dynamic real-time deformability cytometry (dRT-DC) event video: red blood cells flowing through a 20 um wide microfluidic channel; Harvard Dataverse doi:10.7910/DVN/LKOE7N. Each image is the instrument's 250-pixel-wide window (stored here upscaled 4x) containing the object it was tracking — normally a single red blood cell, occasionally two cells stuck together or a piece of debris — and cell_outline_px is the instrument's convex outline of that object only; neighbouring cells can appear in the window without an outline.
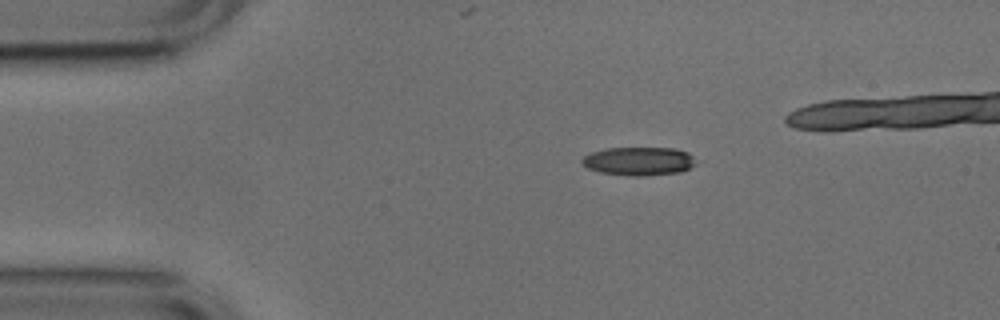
{"species": "common noctule bat (a hibernating species)", "species_latin": "Nyctalus noctula", "temperature_condition": "cold", "stored_images_in_passage": 37, "camera_frame_rate_fps": 3000, "um_per_image_px": 0.085, "animal": {"sex": "male", "body_mass_g": 17.9, "forearm_length_mm": 54.2}, "frame": {"image": 1, "passage_image": 1, "time_ms": 0.0, "image_size_px": [1000, 320], "cell_outline_px": [[696, 164], [680, 172], [644, 176], [628, 176], [600, 172], [588, 168], [580, 160], [584, 156], [592, 152], [608, 148], [676, 148], [688, 152], [692, 156]], "centroid_in_image_um": [54.3, 13.7], "position_along_channel_um": 30.7, "area_um2": 18.84}}
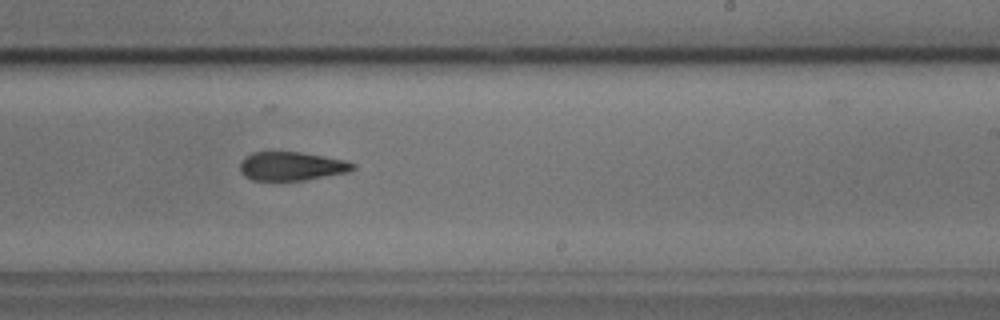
{"frame": {"image": 2, "passage_image": 23, "time_ms": 7.333, "image_size_px": [1000, 320], "cell_outline_px": [[356, 168], [348, 172], [304, 180], [252, 180], [244, 176], [240, 172], [240, 160], [244, 156], [252, 152], [300, 152], [324, 156], [344, 160], [356, 164]], "centroid_in_image_um": [24.75, 14.12], "position_along_channel_um": 264.2, "area_um2": 18.96}}
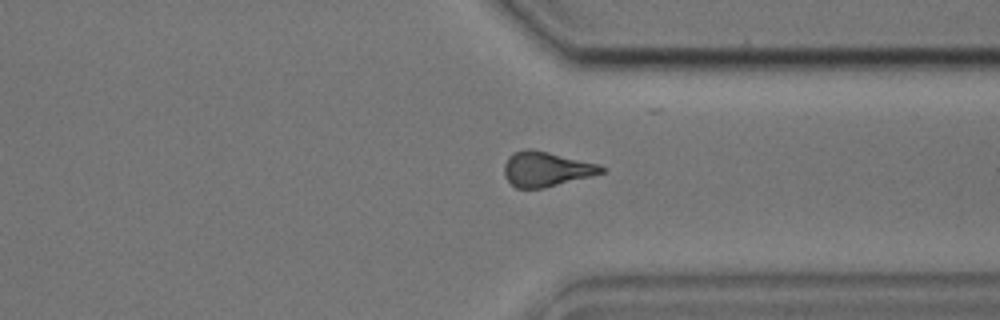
{"frame": {"image": 3, "passage_image": 31, "time_ms": 10.0, "image_size_px": [1000, 320], "cell_outline_px": [[604, 172], [544, 188], [516, 188], [504, 176], [504, 164], [508, 156], [512, 152], [528, 148], [532, 148], [600, 164], [604, 168]], "centroid_in_image_um": [46.38, 14.35], "position_along_channel_um": 365.0, "area_um2": 19.71}}